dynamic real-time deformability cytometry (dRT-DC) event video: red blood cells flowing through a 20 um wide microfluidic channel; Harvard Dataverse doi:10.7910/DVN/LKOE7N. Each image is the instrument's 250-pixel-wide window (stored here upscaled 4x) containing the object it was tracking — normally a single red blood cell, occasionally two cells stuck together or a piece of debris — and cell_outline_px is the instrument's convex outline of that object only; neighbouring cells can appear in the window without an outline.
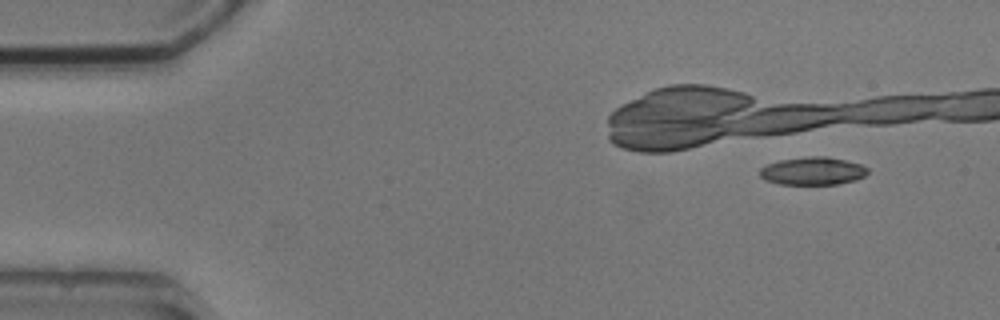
{"species": "common noctule bat (a hibernating species)", "species_latin": "Nyctalus noctula", "temperature_condition": "cold", "stored_images_in_passage": 6, "camera_frame_rate_fps": 3000, "um_per_image_px": 0.085, "animal": {"sex": "male", "body_mass_g": 20.5, "forearm_length_mm": 52.5}, "frame": {"image": 1, "passage_image": 1, "time_ms": 0.0, "image_size_px": [1000, 320], "cell_outline_px": [[868, 172], [864, 176], [856, 180], [836, 184], [780, 184], [764, 180], [760, 176], [760, 168], [768, 164], [780, 160], [808, 156], [828, 156], [860, 164], [868, 168]], "centroid_in_image_um": [69.08, 14.53], "position_along_channel_um": 15.9, "area_um2": 17.51}}
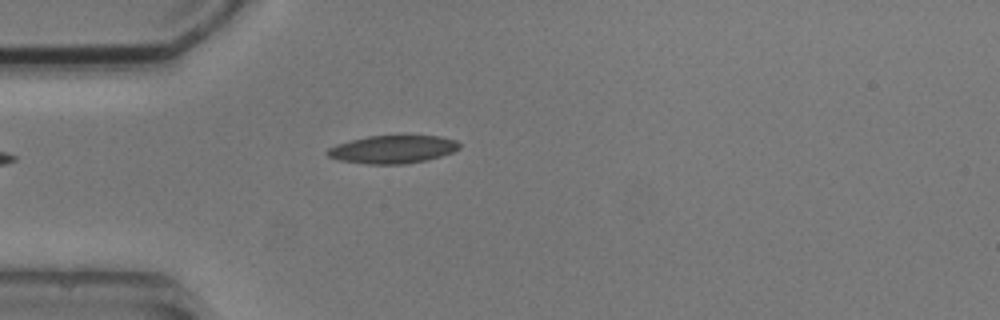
{"frame": {"image": 2, "passage_image": 6, "time_ms": 5.667, "image_size_px": [1000, 320], "cell_outline_px": [[460, 148], [452, 152], [428, 160], [404, 164], [368, 164], [340, 160], [328, 156], [324, 152], [328, 148], [336, 144], [368, 136], [440, 136], [456, 140], [460, 144]], "centroid_in_image_um": [33.38, 12.7], "position_along_channel_um": 51.6, "area_um2": 21.44}}